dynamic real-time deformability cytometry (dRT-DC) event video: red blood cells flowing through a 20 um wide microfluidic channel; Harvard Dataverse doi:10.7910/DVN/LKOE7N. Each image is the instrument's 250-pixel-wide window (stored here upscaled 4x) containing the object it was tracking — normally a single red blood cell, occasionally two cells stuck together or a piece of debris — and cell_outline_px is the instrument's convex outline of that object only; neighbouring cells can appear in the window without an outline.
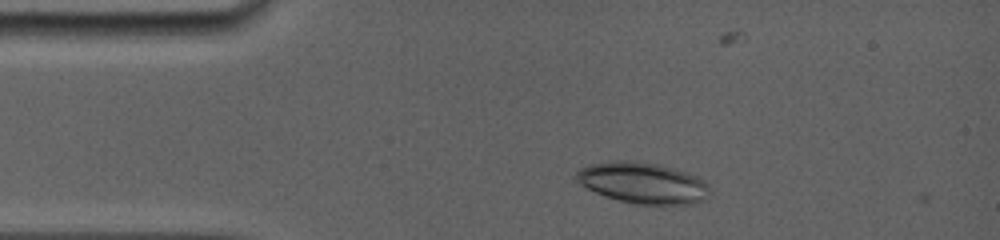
{"species": "common noctule bat (a hibernating species)", "species_latin": "Nyctalus noctula", "temperature_condition": "room temperature", "stored_images_in_passage": 8, "camera_frame_rate_fps": 5000, "um_per_image_px": 0.085, "animal": {"sex": "female", "body_mass_g": 19.0, "forearm_length_mm": 56.7}, "frame": {"image": 1, "passage_image": 6, "time_ms": 1.4, "image_size_px": [1000, 240], "cell_outline_px": [[708, 188], [704, 200], [696, 204], [636, 204], [604, 196], [572, 180], [572, 176], [580, 168], [588, 164], [608, 160], [636, 160], [660, 164], [688, 172], [704, 180], [708, 184]], "centroid_in_image_um": [54.58, 15.52], "position_along_channel_um": 30.4, "area_um2": 32.43}}